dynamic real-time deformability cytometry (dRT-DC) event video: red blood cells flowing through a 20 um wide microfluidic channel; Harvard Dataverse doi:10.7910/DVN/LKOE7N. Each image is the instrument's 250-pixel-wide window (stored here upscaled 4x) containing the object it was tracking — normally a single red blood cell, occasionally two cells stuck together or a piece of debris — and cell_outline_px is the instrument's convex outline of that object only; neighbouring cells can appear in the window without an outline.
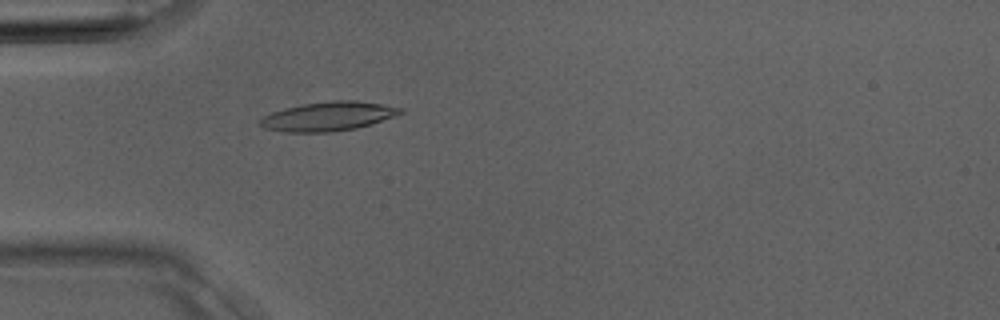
{"species": "Egyptian fruit bat (a non-hibernating species)", "species_latin": "Rousettus aegyptiacus", "temperature_condition": "room temperature", "stored_images_in_passage": 26, "camera_frame_rate_fps": 3000, "um_per_image_px": 0.085, "animal": {"sex": "male"}, "frame": {"image": 1, "passage_image": 1, "time_ms": 0.0, "image_size_px": [1000, 320], "cell_outline_px": [[404, 112], [372, 124], [356, 128], [332, 132], [284, 132], [264, 128], [260, 124], [260, 120], [264, 116], [272, 112], [284, 108], [304, 104], [332, 100], [356, 100], [404, 108]], "centroid_in_image_um": [27.91, 9.89], "position_along_channel_um": 57.1, "area_um2": 23.7}}
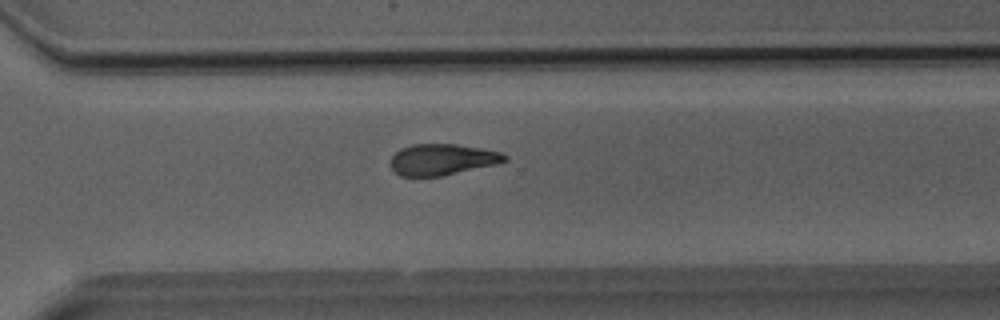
{"frame": {"image": 2, "passage_image": 16, "time_ms": 5.0, "image_size_px": [1000, 320], "cell_outline_px": [[508, 160], [496, 164], [440, 176], [400, 176], [392, 172], [388, 164], [388, 160], [400, 148], [412, 144], [456, 144], [480, 148], [500, 152], [508, 156]], "centroid_in_image_um": [37.51, 13.56], "position_along_channel_um": 333.1, "area_um2": 20.92}}
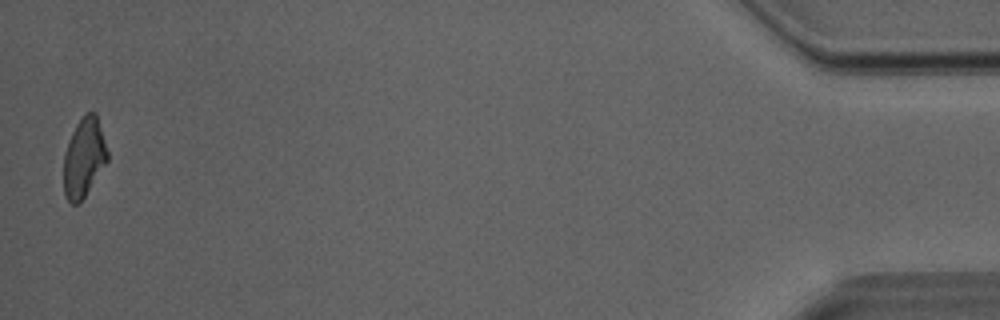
{"frame": {"image": 3, "passage_image": 26, "time_ms": 8.333, "image_size_px": [1000, 320], "cell_outline_px": [[108, 160], [84, 196], [76, 204], [72, 204], [64, 196], [64, 152], [72, 132], [76, 124], [84, 112], [96, 112], [108, 152]], "centroid_in_image_um": [7.13, 13.35], "position_along_channel_um": 428.1, "area_um2": 20.0}}